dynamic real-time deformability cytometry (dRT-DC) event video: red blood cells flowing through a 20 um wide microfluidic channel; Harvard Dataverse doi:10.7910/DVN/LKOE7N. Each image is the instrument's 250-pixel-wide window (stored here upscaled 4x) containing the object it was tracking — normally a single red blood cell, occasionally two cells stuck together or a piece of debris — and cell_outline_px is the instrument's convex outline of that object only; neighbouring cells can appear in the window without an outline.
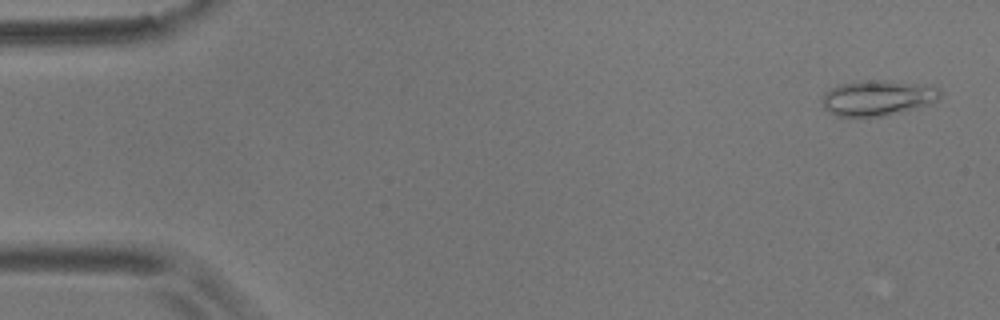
{"species": "common noctule bat (a hibernating species)", "species_latin": "Nyctalus noctula", "temperature_condition": "room temperature", "stored_images_in_passage": 56, "camera_frame_rate_fps": 3000, "um_per_image_px": 0.085, "animal": {"sex": "male", "body_mass_g": 17.9}, "frame": {"image": 1, "passage_image": 2, "time_ms": 0.333, "image_size_px": [1000, 320], "cell_outline_px": [[944, 92], [936, 100], [916, 108], [880, 116], [836, 116], [828, 112], [824, 108], [824, 96], [832, 88], [840, 84], [864, 80], [888, 80], [936, 88]], "centroid_in_image_um": [74.57, 8.32], "position_along_channel_um": 10.4, "area_um2": 23.64}}
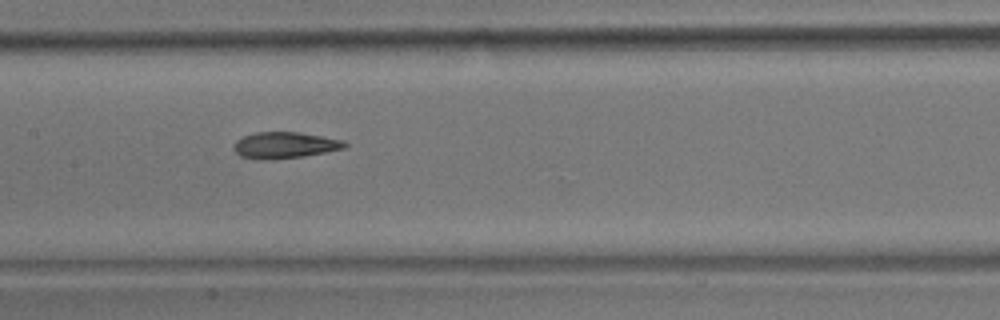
{"frame": {"image": 2, "passage_image": 27, "time_ms": 8.667, "image_size_px": [1000, 320], "cell_outline_px": [[348, 148], [304, 156], [264, 160], [256, 160], [240, 156], [232, 148], [232, 144], [236, 140], [244, 136], [256, 132], [300, 132], [340, 140], [348, 144]], "centroid_in_image_um": [24.16, 12.35], "position_along_channel_um": 183.2, "area_um2": 17.11}}
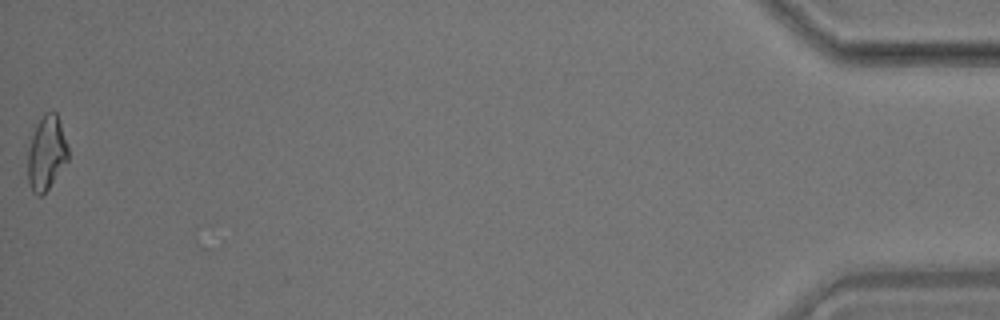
{"frame": {"image": 3, "passage_image": 56, "time_ms": 18.333, "image_size_px": [1000, 320], "cell_outline_px": [[68, 160], [48, 188], [40, 196], [36, 196], [32, 192], [28, 184], [28, 148], [32, 124], [44, 112], [56, 112], [68, 148]], "centroid_in_image_um": [3.89, 12.96], "position_along_channel_um": 431.3, "area_um2": 17.8}, "authors_computed_cell_mechanics": {"area_um2": 17.4556, "velocity_mm_per_s": 3.5643, "shape_relaxation_time_tau1_ms": 6.2173, "shape_relaxation_time_tau2_ms": 3.2314, "deformation_change_tau1": 0.1642, "deformation_change_tau2": 0.108}}